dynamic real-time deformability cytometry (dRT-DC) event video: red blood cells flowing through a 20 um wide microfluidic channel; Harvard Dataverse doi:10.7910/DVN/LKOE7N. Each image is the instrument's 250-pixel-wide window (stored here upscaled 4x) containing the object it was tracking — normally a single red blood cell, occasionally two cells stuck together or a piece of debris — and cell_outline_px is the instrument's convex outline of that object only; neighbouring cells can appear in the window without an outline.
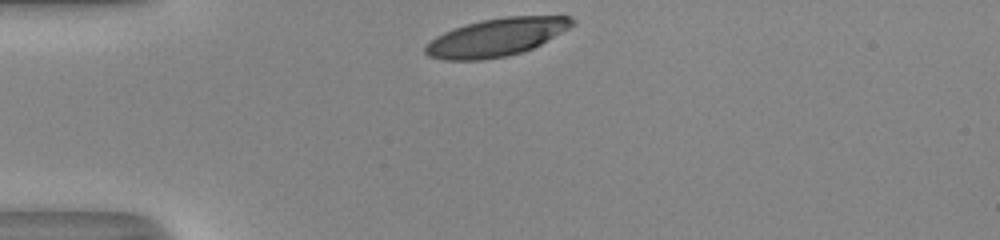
{"species": "human", "species_latin": "Homo sapiens", "temperature_condition": "room temperature", "stored_images_in_passage": 29, "camera_frame_rate_fps": 3000, "um_per_image_px": 0.085, "donor": {"sex": "male"}, "frame": {"image": 1, "passage_image": 1, "time_ms": 0.0, "image_size_px": [1000, 240], "cell_outline_px": [[576, 20], [568, 28], [540, 44], [524, 52], [508, 56], [480, 60], [444, 60], [428, 56], [424, 52], [424, 48], [436, 36], [444, 32], [468, 24], [484, 20], [504, 16], [572, 16]], "centroid_in_image_um": [42.19, 3.18], "position_along_channel_um": 42.8, "area_um2": 32.08}}
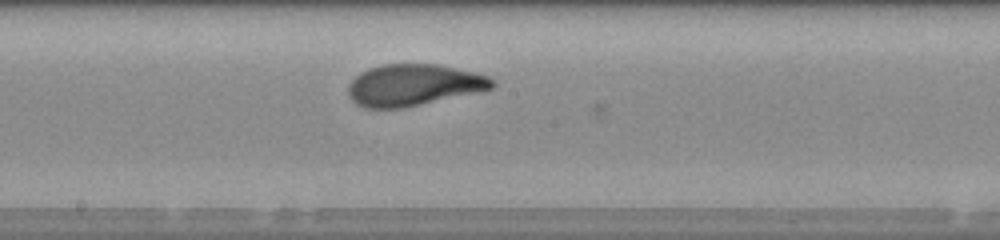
{"frame": {"image": 2, "passage_image": 16, "time_ms": 5.0, "image_size_px": [1000, 240], "cell_outline_px": [[496, 84], [492, 88], [480, 92], [404, 108], [364, 108], [356, 104], [348, 96], [348, 84], [360, 72], [368, 68], [384, 64], [440, 64], [476, 72], [488, 76], [496, 80]], "centroid_in_image_um": [35.18, 7.23], "position_along_channel_um": 213.0, "area_um2": 35.37}}
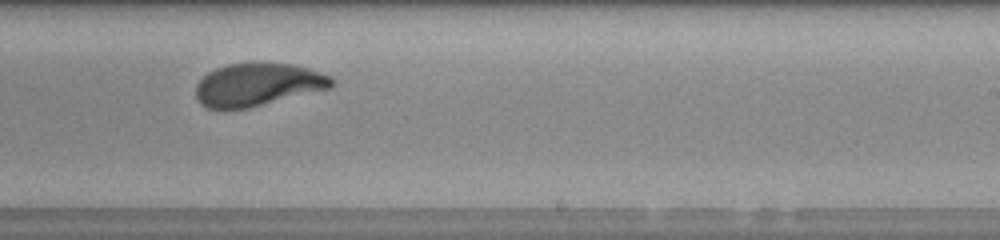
{"frame": {"image": 3, "passage_image": 20, "time_ms": 6.333, "image_size_px": [1000, 240], "cell_outline_px": [[332, 88], [248, 108], [208, 108], [200, 104], [196, 100], [196, 84], [208, 72], [216, 68], [228, 64], [292, 64], [308, 68], [332, 76]], "centroid_in_image_um": [21.9, 7.2], "position_along_channel_um": 267.1, "area_um2": 33.52}, "authors_computed_cell_mechanics": {"area_um2": 34.7378, "velocity_mm_per_s": 4.0707, "shape_relaxation_time_tau1_ms": 3.3653, "shape_relaxation_time_tau2_ms": 0.8331, "deformation_change_tau1": 0.1874, "deformation_change_tau2": 0.069}}